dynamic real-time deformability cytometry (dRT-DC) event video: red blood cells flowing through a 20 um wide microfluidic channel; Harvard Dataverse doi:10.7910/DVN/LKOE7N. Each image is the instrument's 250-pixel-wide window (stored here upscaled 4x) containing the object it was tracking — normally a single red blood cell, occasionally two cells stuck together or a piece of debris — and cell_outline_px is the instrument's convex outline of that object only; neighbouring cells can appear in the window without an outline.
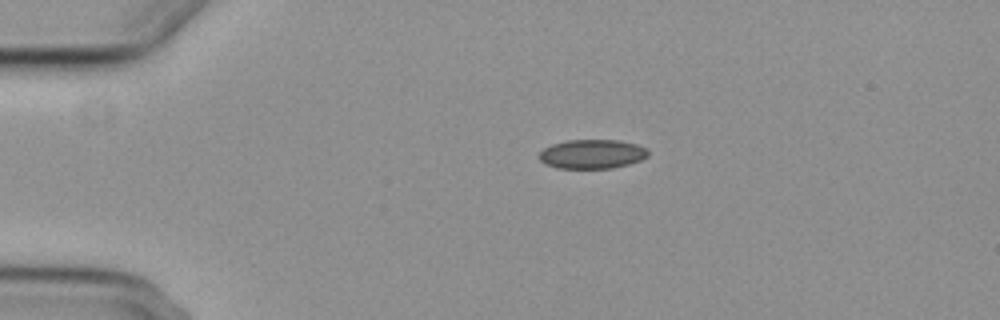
{"species": "common noctule bat (a hibernating species)", "species_latin": "Nyctalus noctula", "temperature_condition": "cold", "stored_images_in_passage": 2, "camera_frame_rate_fps": 3000, "um_per_image_px": 0.085, "animal": {"sex": "female", "body_mass_g": 29.2, "forearm_length_mm": 56.3}, "frame": {"image": 1, "passage_image": 1, "time_ms": 0.0, "image_size_px": [1000, 320], "cell_outline_px": [[648, 156], [640, 160], [628, 164], [612, 168], [556, 168], [544, 164], [540, 160], [540, 152], [544, 148], [552, 144], [568, 140], [620, 140], [636, 144], [648, 148]], "centroid_in_image_um": [50.33, 13.09], "position_along_channel_um": 34.7, "area_um2": 18.55}}